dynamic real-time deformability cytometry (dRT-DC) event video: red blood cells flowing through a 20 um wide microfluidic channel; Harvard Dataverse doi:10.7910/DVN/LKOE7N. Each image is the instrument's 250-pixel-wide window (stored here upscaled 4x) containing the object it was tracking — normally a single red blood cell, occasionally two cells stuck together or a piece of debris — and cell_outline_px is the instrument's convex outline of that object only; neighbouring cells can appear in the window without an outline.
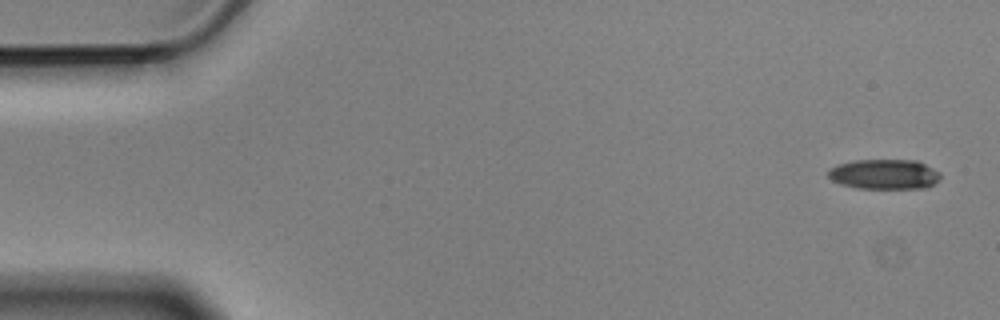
{"species": "Egyptian fruit bat (a non-hibernating species)", "species_latin": "Rousettus aegyptiacus", "temperature_condition": "cold", "stored_images_in_passage": 5, "camera_frame_rate_fps": 3000, "um_per_image_px": 0.085, "animal": {"sex": "male"}, "frame": {"image": 1, "passage_image": 1, "time_ms": 0.0, "image_size_px": [1000, 320], "cell_outline_px": [[940, 180], [924, 188], [860, 188], [840, 184], [832, 180], [828, 176], [828, 168], [836, 164], [852, 160], [916, 160], [940, 172]], "centroid_in_image_um": [75.13, 14.8], "position_along_channel_um": 9.9, "area_um2": 19.65}}
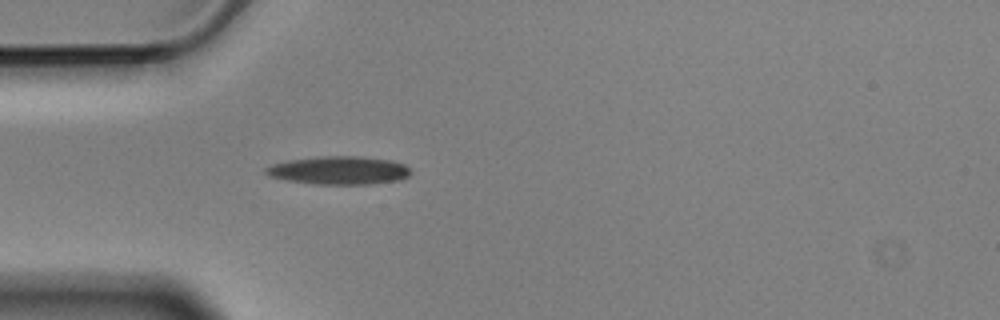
{"frame": {"image": 2, "passage_image": 5, "time_ms": 1.333, "image_size_px": [1000, 320], "cell_outline_px": [[412, 172], [408, 176], [400, 180], [368, 184], [312, 184], [288, 180], [268, 176], [264, 172], [264, 168], [272, 164], [288, 160], [320, 156], [360, 156], [392, 160], [404, 164]], "centroid_in_image_um": [28.8, 14.47], "position_along_channel_um": 56.2, "area_um2": 23.93}}